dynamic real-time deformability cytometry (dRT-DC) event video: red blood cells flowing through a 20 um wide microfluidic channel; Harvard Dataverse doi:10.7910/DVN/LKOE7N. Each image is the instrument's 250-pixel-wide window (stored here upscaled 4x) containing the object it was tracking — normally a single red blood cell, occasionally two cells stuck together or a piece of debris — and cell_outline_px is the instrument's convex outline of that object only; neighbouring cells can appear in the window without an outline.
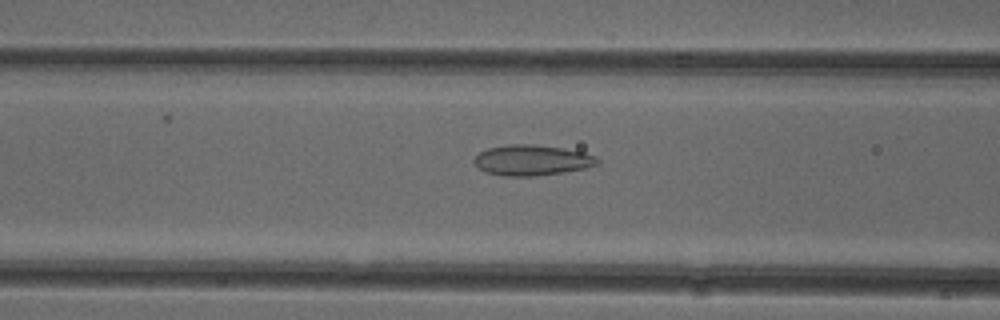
{"species": "common noctule bat (a hibernating species)", "species_latin": "Nyctalus noctula", "temperature_condition": "cold", "stored_images_in_passage": 51, "camera_frame_rate_fps": 3000, "um_per_image_px": 0.085, "animal": {"sex": "female"}, "frame": {"image": 1, "passage_image": 20, "time_ms": 6.333, "image_size_px": [1000, 320], "cell_outline_px": [[600, 160], [596, 164], [584, 168], [564, 172], [536, 176], [504, 176], [484, 172], [472, 160], [480, 152], [488, 148], [508, 144], [532, 144], [564, 148], [584, 152], [596, 156]], "centroid_in_image_um": [45.21, 13.61], "position_along_channel_um": 121.4, "area_um2": 21.96}}
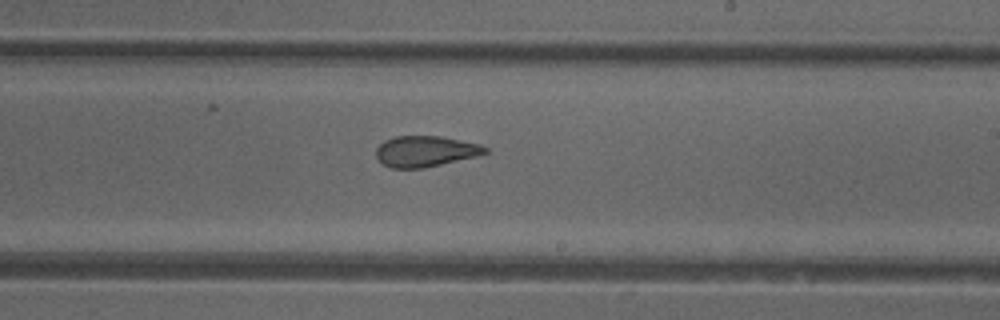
{"frame": {"image": 2, "passage_image": 30, "time_ms": 9.667, "image_size_px": [1000, 320], "cell_outline_px": [[488, 152], [476, 156], [424, 168], [392, 168], [384, 164], [376, 156], [376, 148], [384, 140], [396, 136], [440, 136], [480, 144], [488, 148]], "centroid_in_image_um": [36.15, 12.85], "position_along_channel_um": 252.8, "area_um2": 19.48}}
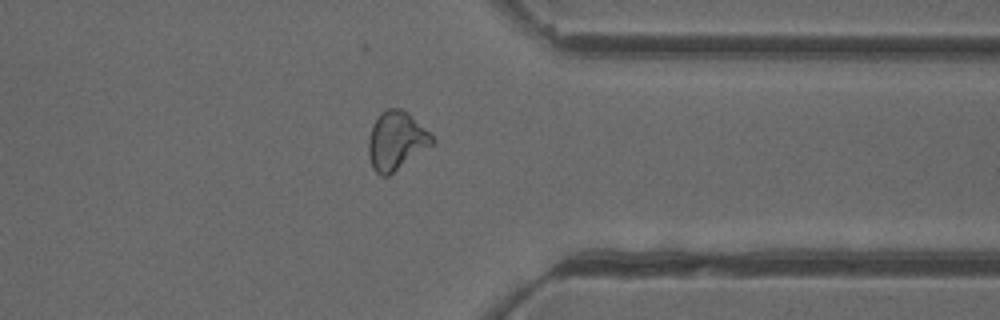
{"frame": {"image": 3, "passage_image": 40, "time_ms": 13.0, "image_size_px": [1000, 320], "cell_outline_px": [[436, 140], [432, 144], [388, 176], [380, 176], [372, 168], [368, 156], [368, 140], [372, 124], [380, 112], [388, 108], [400, 108], [408, 112]], "centroid_in_image_um": [33.63, 11.95], "position_along_channel_um": 377.8, "area_um2": 21.56}, "authors_computed_cell_mechanics": {"area_um2": 21.5594, "velocity_mm_per_s": 3.9459, "shape_relaxation_time_tau1_ms": null, "shape_relaxation_time_tau2_ms": 2.1981, "deformation_change_tau1": null, "deformation_change_tau2": 0.0862}}